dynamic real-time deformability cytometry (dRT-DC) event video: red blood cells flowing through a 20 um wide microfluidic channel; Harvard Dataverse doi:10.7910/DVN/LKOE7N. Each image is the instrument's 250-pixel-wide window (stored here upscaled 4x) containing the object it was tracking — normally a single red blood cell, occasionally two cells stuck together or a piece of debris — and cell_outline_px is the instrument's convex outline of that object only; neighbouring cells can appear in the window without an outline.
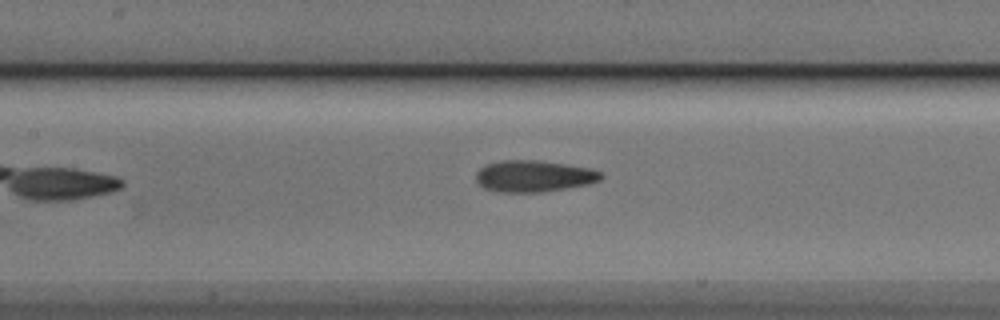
{"species": "Egyptian fruit bat (a non-hibernating species)", "species_latin": "Rousettus aegyptiacus", "temperature_condition": "cold", "stored_images_in_passage": 28, "camera_frame_rate_fps": 3000, "um_per_image_px": 0.085, "animal": {"sex": "male"}, "frame": {"image": 1, "passage_image": 10, "time_ms": 3.0, "image_size_px": [1000, 320], "cell_outline_px": [[604, 176], [600, 180], [588, 184], [544, 192], [496, 192], [484, 188], [476, 180], [476, 172], [484, 164], [500, 160], [536, 160], [592, 168], [600, 172]], "centroid_in_image_um": [45.35, 14.97], "position_along_channel_um": 162.0, "area_um2": 23.12}}
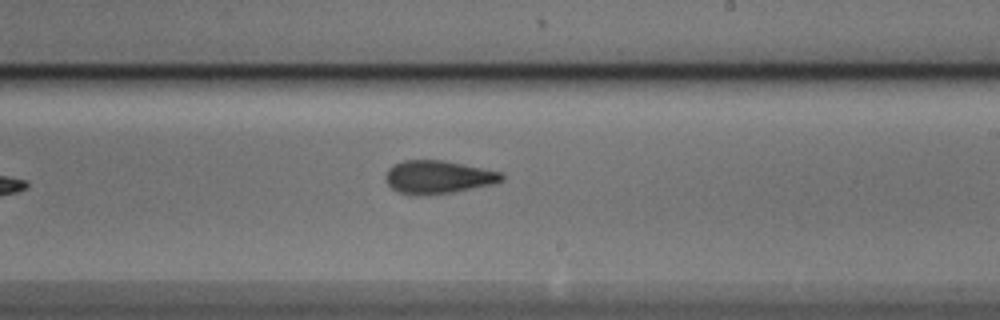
{"frame": {"image": 2, "passage_image": 17, "time_ms": 5.333, "image_size_px": [1000, 320], "cell_outline_px": [[504, 180], [496, 184], [452, 192], [428, 196], [400, 192], [392, 188], [388, 184], [384, 176], [388, 168], [392, 164], [404, 160], [444, 160], [504, 172]], "centroid_in_image_um": [37.28, 15.04], "position_along_channel_um": 251.7, "area_um2": 22.72}}
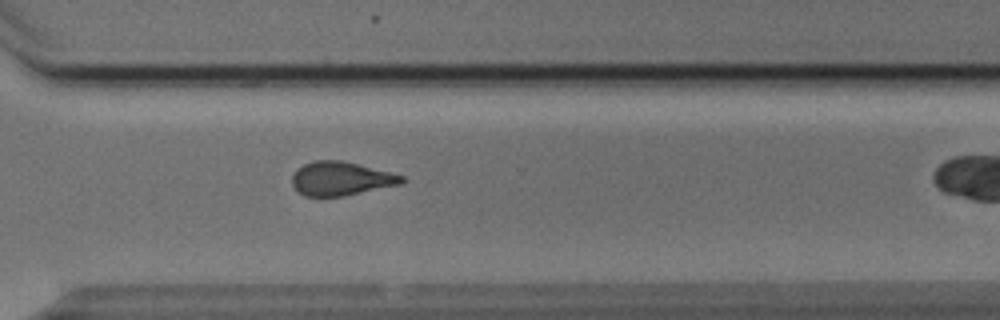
{"frame": {"image": 3, "passage_image": 24, "time_ms": 7.667, "image_size_px": [1000, 320], "cell_outline_px": [[404, 180], [400, 184], [344, 196], [304, 196], [292, 184], [292, 176], [304, 164], [316, 160], [340, 160], [404, 176]], "centroid_in_image_um": [28.96, 15.19], "position_along_channel_um": 341.6, "area_um2": 21.04}}